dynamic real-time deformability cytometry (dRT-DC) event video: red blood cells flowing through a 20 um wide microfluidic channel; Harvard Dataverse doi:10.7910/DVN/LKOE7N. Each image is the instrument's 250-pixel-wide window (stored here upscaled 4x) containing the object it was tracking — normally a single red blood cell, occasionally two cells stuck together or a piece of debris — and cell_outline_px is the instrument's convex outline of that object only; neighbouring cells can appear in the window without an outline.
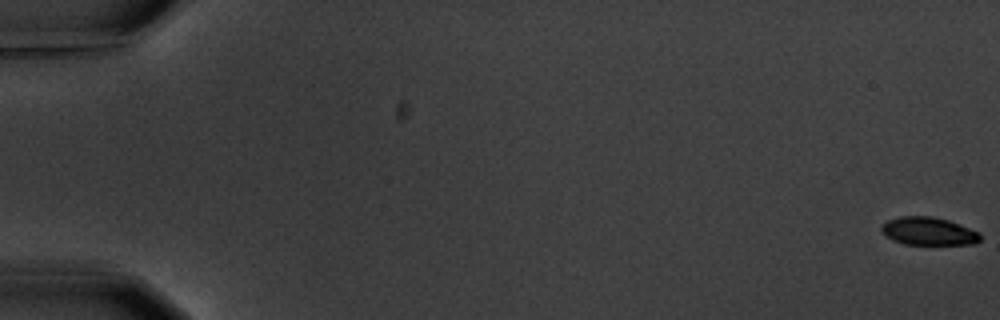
{"species": "common noctule bat (a hibernating species)", "species_latin": "Nyctalus noctula", "temperature_condition": "warm", "stored_images_in_passage": 6, "segment_of_instrument_passage": [1, 2], "camera_frame_rate_fps": 3000, "um_per_image_px": 0.085, "animal": {"sex": "male", "body_mass_g": 20.1, "forearm_length_mm": 53.5}, "frame": {"image": 1, "passage_image": 1, "time_ms": 0.0, "image_size_px": [1000, 320], "cell_outline_px": [[980, 240], [976, 244], [904, 244], [892, 240], [880, 232], [880, 224], [888, 220], [900, 216], [932, 216], [948, 220], [960, 224], [980, 232]], "centroid_in_image_um": [78.89, 19.65], "position_along_channel_um": 6.1, "area_um2": 16.3}}
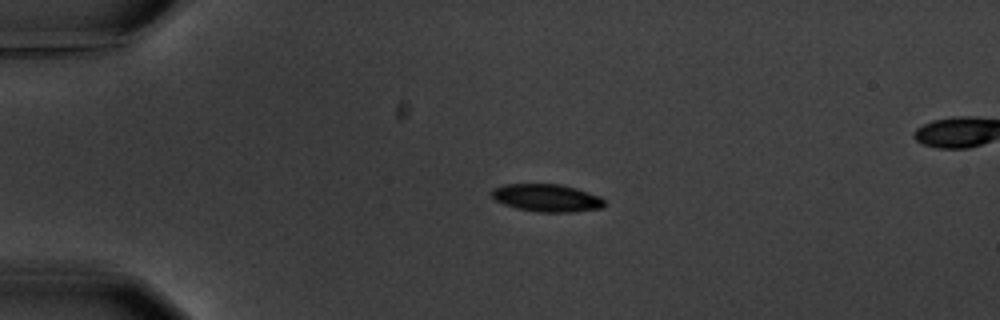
{"frame": {"image": 2, "passage_image": 4, "time_ms": 4.667, "image_size_px": [1000, 320], "cell_outline_px": [[604, 204], [600, 208], [572, 212], [540, 212], [516, 208], [504, 204], [496, 200], [492, 196], [492, 188], [504, 184], [560, 184], [576, 188], [600, 196], [604, 200]], "centroid_in_image_um": [46.46, 16.81], "position_along_channel_um": 38.5, "area_um2": 18.03}}